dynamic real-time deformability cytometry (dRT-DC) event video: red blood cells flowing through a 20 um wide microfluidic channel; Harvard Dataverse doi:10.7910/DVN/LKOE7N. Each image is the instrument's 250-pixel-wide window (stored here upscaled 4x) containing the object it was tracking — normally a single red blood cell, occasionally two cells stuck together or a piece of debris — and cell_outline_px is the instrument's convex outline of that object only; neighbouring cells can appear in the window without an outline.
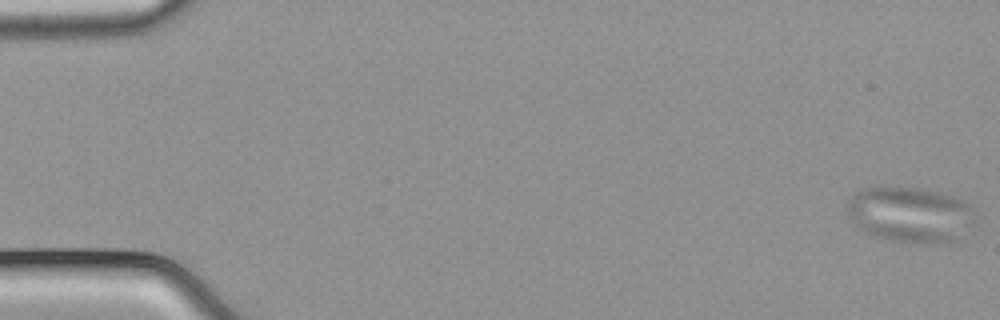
{"species": "common noctule bat (a hibernating species)", "species_latin": "Nyctalus noctula", "temperature_condition": "cold", "stored_images_in_passage": 55, "camera_frame_rate_fps": 3000, "um_per_image_px": 0.085, "animal": {"sex": "male", "body_mass_g": 21.5, "forearm_length_mm": 52.0}, "frame": {"image": 1, "passage_image": 1, "time_ms": 0.0, "image_size_px": [1000, 320], "cell_outline_px": [[976, 216], [972, 224], [956, 240], [936, 244], [924, 244], [888, 240], [876, 236], [856, 228], [844, 212], [844, 208], [848, 200], [856, 192], [868, 188], [916, 188], [936, 192], [960, 200]], "centroid_in_image_um": [77.27, 18.28], "position_along_channel_um": 7.7, "area_um2": 41.1}}
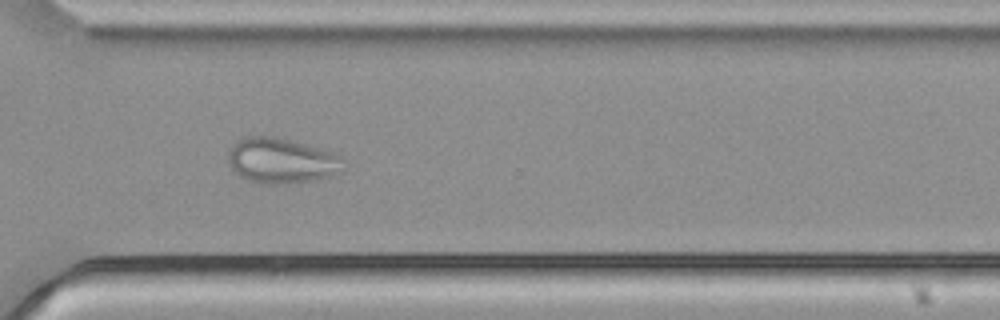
{"frame": {"image": 2, "passage_image": 41, "time_ms": 13.333, "image_size_px": [1000, 320], "cell_outline_px": [[344, 172], [332, 176], [312, 180], [284, 184], [260, 184], [248, 180], [240, 176], [228, 164], [228, 148], [236, 140], [244, 136], [276, 136], [320, 148], [332, 152], [340, 156], [344, 160]], "centroid_in_image_um": [23.92, 13.65], "position_along_channel_um": 346.7, "area_um2": 30.98}}
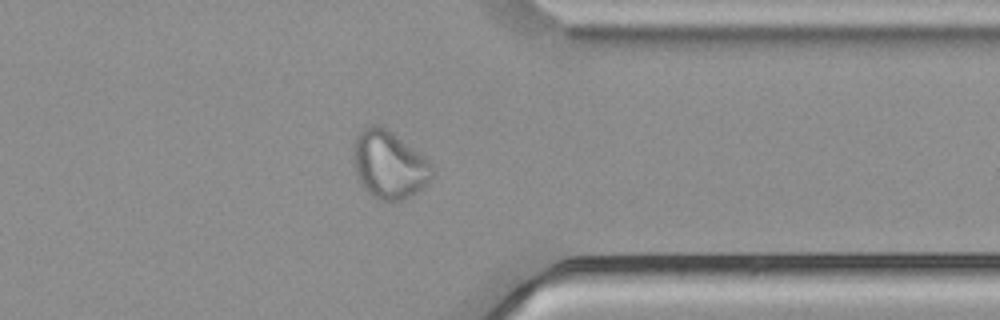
{"frame": {"image": 3, "passage_image": 44, "time_ms": 14.333, "image_size_px": [1000, 320], "cell_outline_px": [[432, 176], [428, 184], [412, 196], [404, 200], [376, 200], [364, 188], [356, 176], [352, 152], [352, 144], [356, 136], [368, 124], [380, 124], [388, 128], [428, 160], [432, 164]], "centroid_in_image_um": [33.04, 13.99], "position_along_channel_um": 378.4, "area_um2": 31.5}}